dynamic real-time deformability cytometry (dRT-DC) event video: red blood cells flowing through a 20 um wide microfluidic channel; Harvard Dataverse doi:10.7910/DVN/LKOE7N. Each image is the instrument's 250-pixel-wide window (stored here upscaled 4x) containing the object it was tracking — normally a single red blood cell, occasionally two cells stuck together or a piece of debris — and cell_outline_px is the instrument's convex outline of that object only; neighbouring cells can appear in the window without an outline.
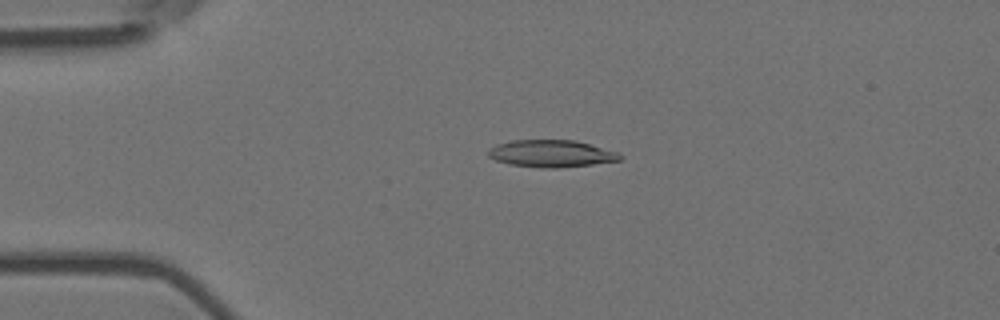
{"species": "Egyptian fruit bat (a non-hibernating species)", "species_latin": "Rousettus aegyptiacus", "temperature_condition": "room temperature", "stored_images_in_passage": 52, "camera_frame_rate_fps": 3000, "um_per_image_px": 0.085, "animal": {"sex": "female"}, "frame": {"image": 1, "passage_image": 9, "time_ms": 2.667, "image_size_px": [1000, 320], "cell_outline_px": [[624, 156], [620, 160], [592, 164], [552, 168], [548, 168], [508, 164], [496, 160], [488, 156], [488, 148], [496, 144], [512, 140], [576, 140], [616, 152]], "centroid_in_image_um": [46.82, 13.04], "position_along_channel_um": 38.2, "area_um2": 20.63}}
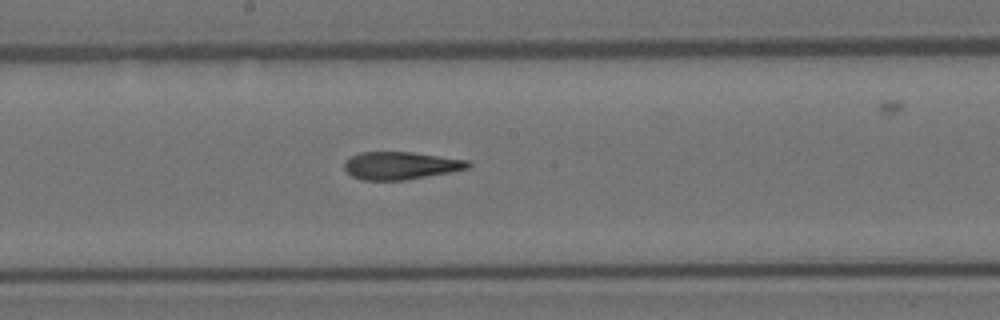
{"frame": {"image": 2, "passage_image": 26, "time_ms": 8.333, "image_size_px": [1000, 320], "cell_outline_px": [[472, 164], [468, 168], [448, 172], [404, 180], [364, 180], [352, 176], [344, 168], [344, 160], [360, 152], [412, 152], [468, 160]], "centroid_in_image_um": [34.03, 14.06], "position_along_channel_um": 214.2, "area_um2": 19.77}}
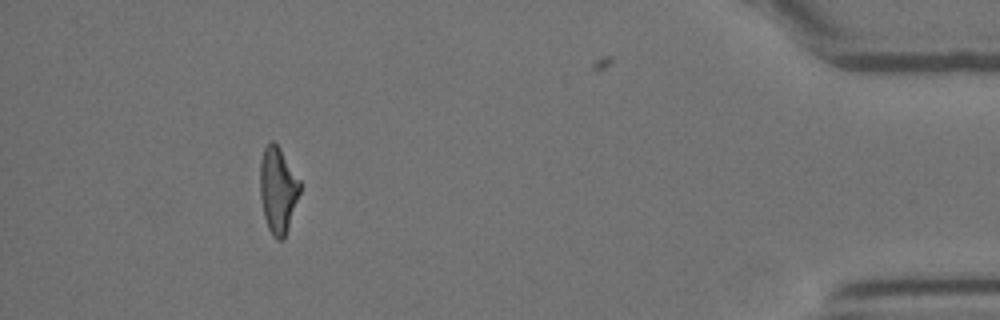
{"frame": {"image": 3, "passage_image": 47, "time_ms": 15.333, "image_size_px": [1000, 320], "cell_outline_px": [[300, 192], [284, 240], [276, 240], [272, 236], [268, 228], [264, 216], [260, 196], [260, 160], [264, 148], [272, 140], [280, 148], [300, 180]], "centroid_in_image_um": [23.61, 16.17], "position_along_channel_um": 411.6, "area_um2": 20.0}, "authors_computed_cell_mechanics": {"area_um2": 20.5479, "velocity_mm_per_s": 3.6761, "shape_relaxation_time_tau1_ms": 9.8894, "shape_relaxation_time_tau2_ms": 3.4407, "deformation_change_tau1": 0.2567, "deformation_change_tau2": 0.1472}}